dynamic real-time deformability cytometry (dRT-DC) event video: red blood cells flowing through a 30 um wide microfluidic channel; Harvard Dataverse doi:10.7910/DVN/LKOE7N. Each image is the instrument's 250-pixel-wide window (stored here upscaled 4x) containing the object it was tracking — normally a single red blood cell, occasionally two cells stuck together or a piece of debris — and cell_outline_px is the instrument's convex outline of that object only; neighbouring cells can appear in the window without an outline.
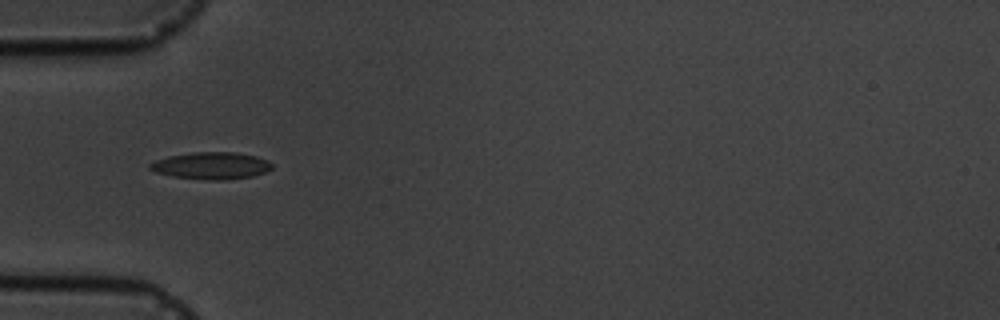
{"species": "common noctule bat (a hibernating species)", "species_latin": "Nyctalus noctula", "temperature_condition": "cold", "stored_images_in_passage": 5, "camera_frame_rate_fps": 3000, "um_per_image_px": 0.085, "animal": {"sex": "male", "body_mass_g": 19.5, "forearm_length_mm": 54.6}, "frame": {"image": 1, "passage_image": 2, "time_ms": 1.333, "image_size_px": [1000, 320], "cell_outline_px": [[272, 168], [264, 172], [252, 176], [220, 180], [212, 180], [172, 176], [156, 172], [148, 168], [148, 164], [156, 160], [168, 156], [192, 152], [236, 152], [256, 156], [268, 160], [272, 164]], "centroid_in_image_um": [17.95, 14.07], "position_along_channel_um": 67.1, "area_um2": 19.13}}
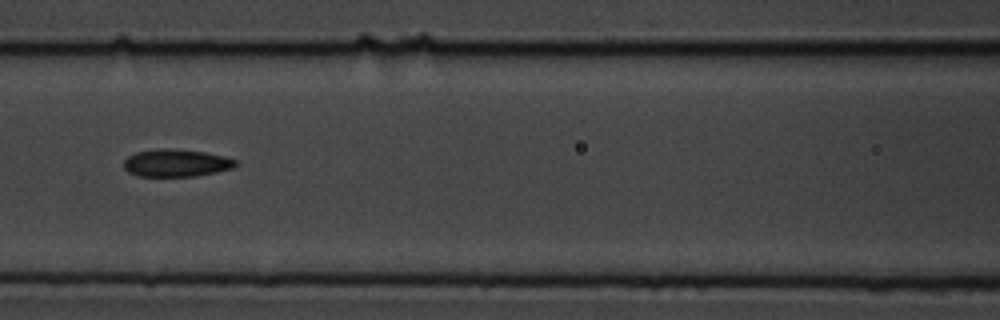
{"frame": {"image": 2, "passage_image": 4, "time_ms": 3.667, "image_size_px": [1000, 320], "cell_outline_px": [[240, 164], [236, 168], [196, 176], [136, 176], [128, 172], [124, 168], [124, 160], [128, 156], [136, 152], [204, 152], [224, 156], [236, 160]], "centroid_in_image_um": [15.05, 13.92], "position_along_channel_um": 151.5, "area_um2": 16.99}}
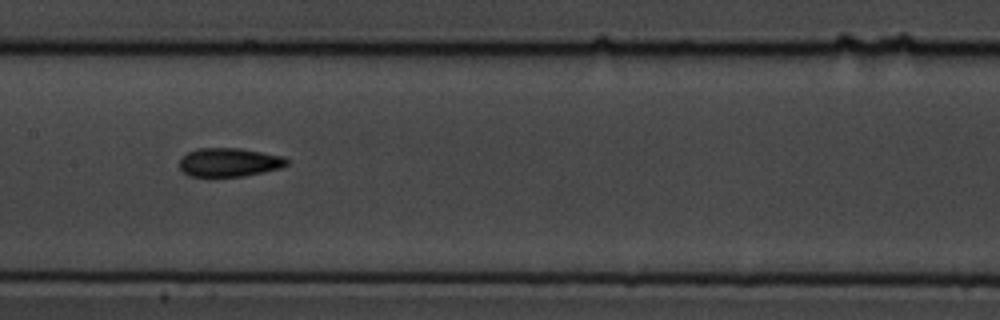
{"frame": {"image": 3, "passage_image": 5, "time_ms": 4.667, "image_size_px": [1000, 320], "cell_outline_px": [[288, 164], [280, 168], [264, 172], [244, 176], [208, 180], [188, 176], [180, 168], [180, 160], [188, 152], [196, 148], [240, 148], [284, 156], [288, 160]], "centroid_in_image_um": [19.44, 13.84], "position_along_channel_um": 188.0, "area_um2": 18.73}}